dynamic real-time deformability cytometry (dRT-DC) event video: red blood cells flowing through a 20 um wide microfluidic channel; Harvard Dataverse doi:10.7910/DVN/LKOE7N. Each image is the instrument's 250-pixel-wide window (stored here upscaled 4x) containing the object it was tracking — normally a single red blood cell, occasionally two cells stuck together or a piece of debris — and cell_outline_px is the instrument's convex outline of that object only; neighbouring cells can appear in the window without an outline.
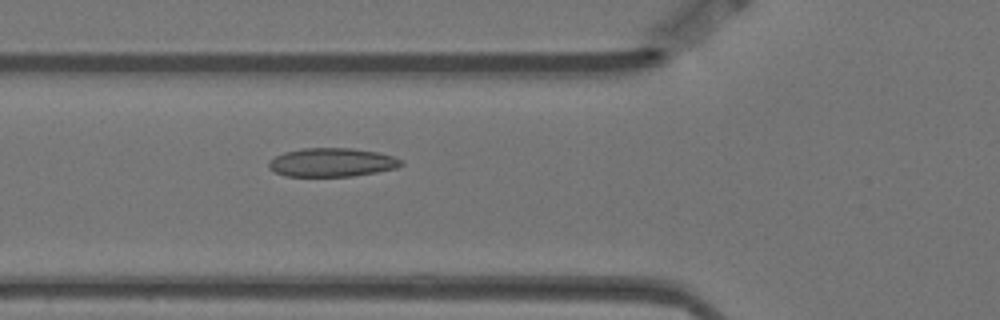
{"species": "Egyptian fruit bat (a non-hibernating species)", "species_latin": "Rousettus aegyptiacus", "temperature_condition": "warm", "stored_images_in_passage": 5, "camera_frame_rate_fps": 3000, "um_per_image_px": 0.085, "animal": {"sex": "female"}, "frame": {"image": 1, "passage_image": 5, "time_ms": 1.333, "image_size_px": [1000, 320], "cell_outline_px": [[404, 164], [396, 168], [376, 172], [352, 176], [284, 176], [268, 168], [268, 160], [284, 152], [304, 148], [352, 148], [376, 152], [392, 156], [404, 160]], "centroid_in_image_um": [28.2, 13.8], "position_along_channel_um": 97.6, "area_um2": 22.14}}